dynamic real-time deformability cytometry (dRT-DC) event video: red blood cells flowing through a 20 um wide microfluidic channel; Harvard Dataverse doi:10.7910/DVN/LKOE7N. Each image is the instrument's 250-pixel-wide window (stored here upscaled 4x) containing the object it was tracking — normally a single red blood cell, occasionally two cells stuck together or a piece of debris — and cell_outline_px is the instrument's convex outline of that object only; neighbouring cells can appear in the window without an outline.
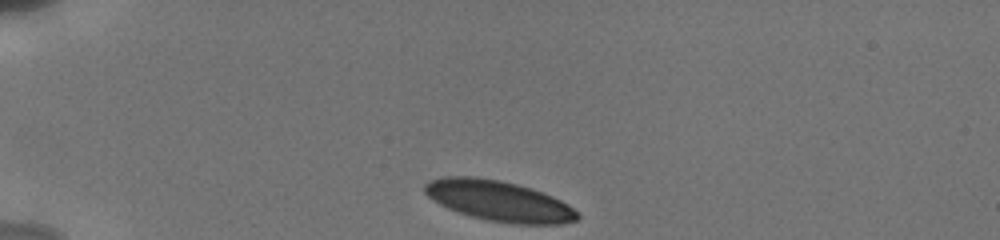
{"species": "human", "species_latin": "Homo sapiens", "temperature_condition": "cold", "stored_images_in_passage": 35, "camera_frame_rate_fps": 3000, "um_per_image_px": 0.085, "donor": {"sex": "male"}, "frame": {"image": 1, "passage_image": 1, "time_ms": 0.0, "image_size_px": [1000, 240], "cell_outline_px": [[580, 216], [576, 220], [564, 224], [512, 224], [488, 220], [472, 216], [448, 208], [432, 200], [424, 192], [424, 184], [428, 180], [444, 176], [472, 176], [500, 180], [516, 184], [552, 196], [568, 204], [580, 212]], "centroid_in_image_um": [42.41, 17.08], "position_along_channel_um": 42.6, "area_um2": 36.01}}
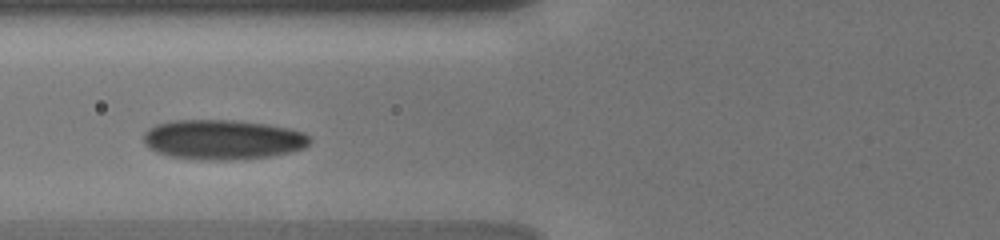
{"frame": {"image": 2, "passage_image": 24, "time_ms": 3.0, "image_size_px": [1000, 240], "cell_outline_px": [[312, 140], [304, 148], [292, 152], [272, 156], [244, 160], [208, 160], [168, 156], [156, 152], [148, 148], [144, 144], [144, 132], [148, 128], [156, 124], [172, 120], [232, 120], [268, 124], [288, 128], [304, 132], [312, 136]], "centroid_in_image_um": [18.96, 11.87], "position_along_channel_um": 106.8, "area_um2": 39.19}}
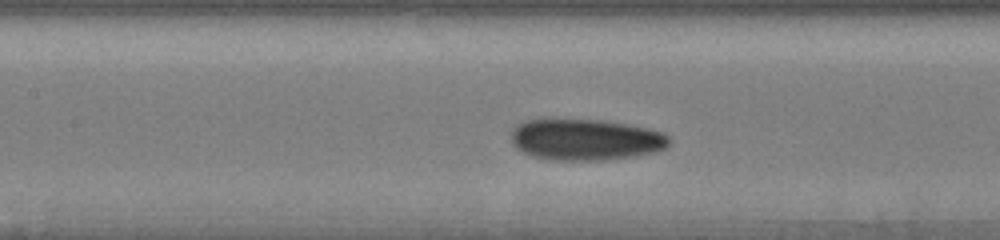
{"frame": {"image": 3, "passage_image": 31, "time_ms": 4.333, "image_size_px": [1000, 240], "cell_outline_px": [[672, 140], [664, 148], [656, 152], [608, 160], [552, 160], [532, 156], [516, 148], [512, 144], [512, 128], [516, 124], [524, 120], [604, 120], [628, 124], [648, 128], [660, 132], [668, 136]], "centroid_in_image_um": [49.77, 11.87], "position_along_channel_um": 157.6, "area_um2": 38.03}}